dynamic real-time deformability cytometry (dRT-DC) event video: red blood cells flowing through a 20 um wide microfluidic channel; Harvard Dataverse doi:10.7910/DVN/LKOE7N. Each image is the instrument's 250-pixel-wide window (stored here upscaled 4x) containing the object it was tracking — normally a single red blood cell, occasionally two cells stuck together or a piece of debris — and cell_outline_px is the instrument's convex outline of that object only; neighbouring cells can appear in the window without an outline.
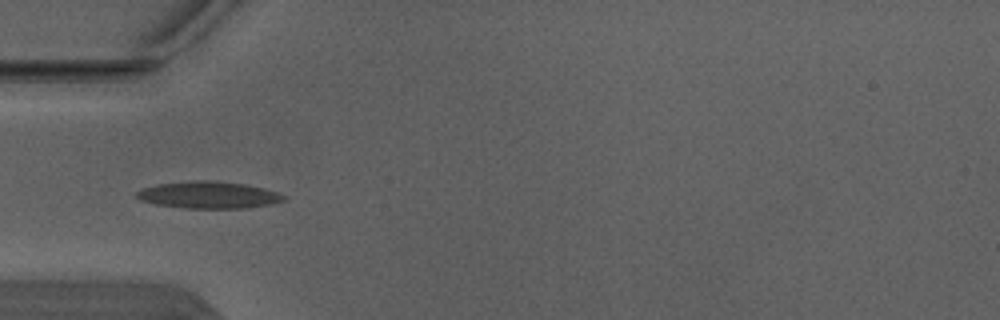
{"species": "Egyptian fruit bat (a non-hibernating species)", "species_latin": "Rousettus aegyptiacus", "temperature_condition": "warm", "stored_images_in_passage": 4, "camera_frame_rate_fps": 3000, "um_per_image_px": 0.085, "animal": {"sex": "male"}, "frame": {"image": 1, "passage_image": 4, "time_ms": 1.0, "image_size_px": [1000, 320], "cell_outline_px": [[288, 200], [272, 204], [244, 208], [184, 208], [156, 204], [140, 200], [136, 196], [136, 192], [140, 188], [156, 184], [192, 180], [212, 180], [244, 184], [264, 188], [276, 192], [284, 196]], "centroid_in_image_um": [17.71, 16.56], "position_along_channel_um": 67.3, "area_um2": 23.24}}